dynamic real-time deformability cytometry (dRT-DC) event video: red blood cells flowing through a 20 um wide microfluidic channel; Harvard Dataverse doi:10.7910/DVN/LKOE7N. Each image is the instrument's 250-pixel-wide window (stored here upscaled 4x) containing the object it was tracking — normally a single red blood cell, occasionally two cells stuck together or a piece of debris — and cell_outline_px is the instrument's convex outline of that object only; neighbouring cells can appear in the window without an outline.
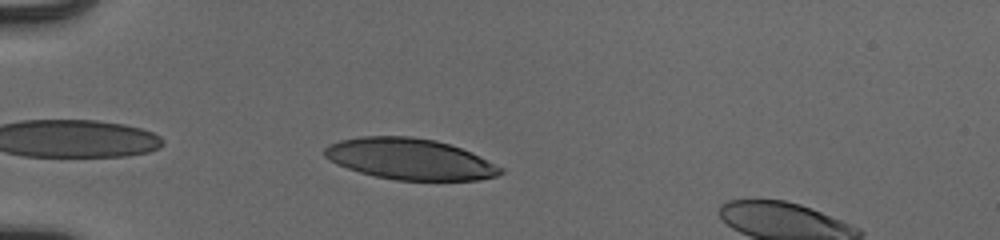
{"species": "human", "species_latin": "Homo sapiens", "temperature_condition": "cold", "stored_images_in_passage": 37, "camera_frame_rate_fps": 3000, "um_per_image_px": 0.085, "donor": {"sex": "male"}, "frame": {"image": 1, "passage_image": 3, "time_ms": 0.667, "image_size_px": [1000, 240], "cell_outline_px": [[504, 172], [496, 176], [476, 180], [396, 180], [376, 176], [360, 172], [336, 164], [324, 156], [324, 148], [328, 144], [340, 140], [360, 136], [412, 136], [436, 140], [472, 152], [504, 168]], "centroid_in_image_um": [34.84, 13.51], "position_along_channel_um": 50.2, "area_um2": 42.19}}
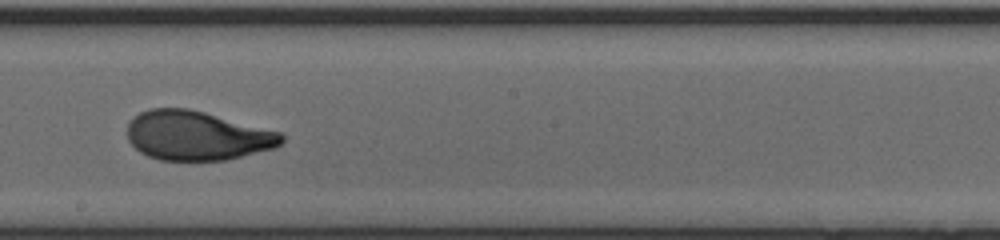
{"frame": {"image": 2, "passage_image": 19, "time_ms": 6.0, "image_size_px": [1000, 240], "cell_outline_px": [[284, 140], [276, 148], [224, 160], [160, 160], [148, 156], [140, 152], [128, 140], [128, 124], [140, 112], [148, 108], [188, 108], [204, 112], [280, 132], [284, 136]], "centroid_in_image_um": [16.74, 11.53], "position_along_channel_um": 231.5, "area_um2": 44.04}}
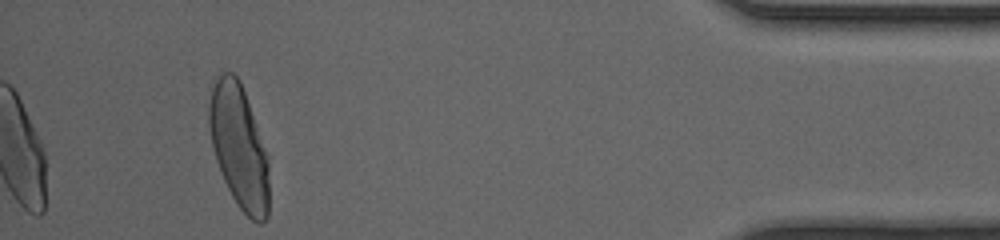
{"frame": {"image": 3, "passage_image": 37, "time_ms": 12.0, "image_size_px": [1000, 240], "cell_outline_px": [[268, 216], [260, 224], [252, 220], [240, 208], [232, 196], [224, 180], [216, 160], [212, 144], [208, 124], [208, 104], [212, 76], [224, 72], [232, 72], [240, 80], [268, 156]], "centroid_in_image_um": [20.28, 12.39], "position_along_channel_um": 414.9, "area_um2": 43.29}, "authors_computed_cell_mechanics": {"area_um2": 43.9858, "velocity_mm_per_s": 3.9214, "shape_relaxation_time_tau1_ms": 4.4956, "shape_relaxation_time_tau2_ms": 0.8522, "deformation_change_tau1": 0.2085, "deformation_change_tau2": 0.0609}}